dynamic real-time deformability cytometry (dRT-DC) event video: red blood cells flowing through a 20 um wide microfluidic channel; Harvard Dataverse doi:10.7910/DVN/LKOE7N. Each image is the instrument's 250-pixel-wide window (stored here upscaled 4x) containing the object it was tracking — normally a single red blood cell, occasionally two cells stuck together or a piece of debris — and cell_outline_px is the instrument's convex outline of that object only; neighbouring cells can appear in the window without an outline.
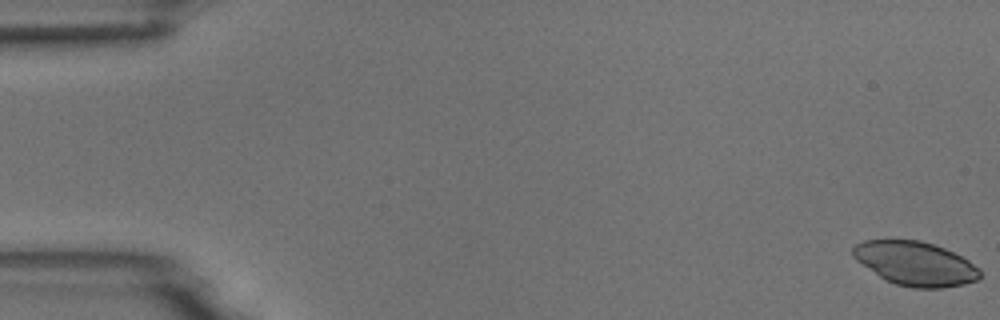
{"species": "common noctule bat (a hibernating species)", "species_latin": "Nyctalus noctula", "temperature_condition": "room temperature", "stored_images_in_passage": 55, "camera_frame_rate_fps": 3000, "um_per_image_px": 0.085, "animal": {"sex": "male", "body_mass_g": 18.8}, "frame": {"image": 1, "passage_image": 1, "time_ms": 0.0, "image_size_px": [1000, 320], "cell_outline_px": [[980, 276], [976, 280], [964, 284], [944, 288], [912, 288], [896, 284], [884, 280], [856, 260], [852, 256], [852, 248], [856, 244], [864, 240], [920, 240], [944, 248], [968, 260], [980, 268]], "centroid_in_image_um": [77.78, 22.41], "position_along_channel_um": 7.2, "area_um2": 32.54}}